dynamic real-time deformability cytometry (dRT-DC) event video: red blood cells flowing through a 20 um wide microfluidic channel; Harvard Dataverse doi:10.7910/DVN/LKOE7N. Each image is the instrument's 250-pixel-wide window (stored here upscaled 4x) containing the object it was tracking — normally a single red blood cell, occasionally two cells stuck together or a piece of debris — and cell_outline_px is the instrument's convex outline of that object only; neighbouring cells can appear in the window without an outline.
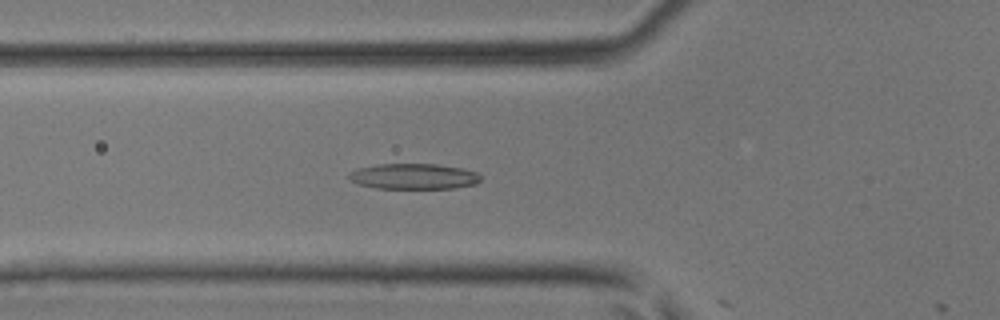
{"species": "common noctule bat (a hibernating species)", "species_latin": "Nyctalus noctula", "temperature_condition": "room temperature", "stored_images_in_passage": 19, "camera_frame_rate_fps": 3000, "um_per_image_px": 0.085, "animal": {"sex": "male", "body_mass_g": 17.9, "forearm_length_mm": 54.2}, "frame": {"image": 1, "passage_image": 18, "time_ms": 5.667, "image_size_px": [1000, 320], "cell_outline_px": [[480, 180], [476, 184], [452, 188], [376, 188], [360, 184], [348, 180], [348, 172], [356, 168], [376, 164], [436, 164], [464, 168], [476, 172], [480, 176]], "centroid_in_image_um": [35.13, 14.98], "position_along_channel_um": 90.7, "area_um2": 19.77}}